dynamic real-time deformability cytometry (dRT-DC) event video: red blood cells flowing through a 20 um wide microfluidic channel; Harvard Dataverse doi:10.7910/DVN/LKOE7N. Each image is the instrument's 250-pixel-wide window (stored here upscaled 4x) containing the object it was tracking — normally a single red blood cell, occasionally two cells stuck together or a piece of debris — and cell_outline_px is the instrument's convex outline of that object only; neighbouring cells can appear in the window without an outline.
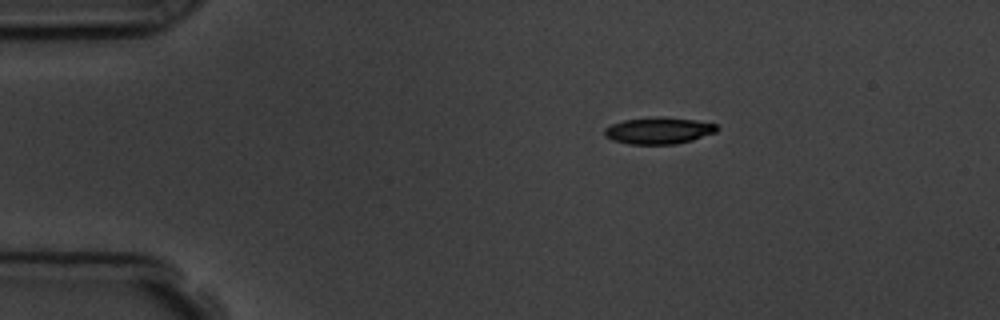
{"species": "common noctule bat (a hibernating species)", "species_latin": "Nyctalus noctula", "temperature_condition": "room temperature", "stored_images_in_passage": 3, "segment_of_instrument_passage": [1, 2], "camera_frame_rate_fps": 3000, "um_per_image_px": 0.085, "animal": {"sex": "male", "body_mass_g": 19.5, "forearm_length_mm": 54.6}, "frame": {"image": 1, "passage_image": 1, "time_ms": 0.0, "image_size_px": [1000, 320], "cell_outline_px": [[720, 128], [716, 132], [692, 140], [676, 144], [628, 144], [612, 140], [604, 136], [604, 128], [612, 124], [624, 120], [656, 116], [696, 120], [716, 124]], "centroid_in_image_um": [55.98, 11.1], "position_along_channel_um": 29.0, "area_um2": 17.57}}